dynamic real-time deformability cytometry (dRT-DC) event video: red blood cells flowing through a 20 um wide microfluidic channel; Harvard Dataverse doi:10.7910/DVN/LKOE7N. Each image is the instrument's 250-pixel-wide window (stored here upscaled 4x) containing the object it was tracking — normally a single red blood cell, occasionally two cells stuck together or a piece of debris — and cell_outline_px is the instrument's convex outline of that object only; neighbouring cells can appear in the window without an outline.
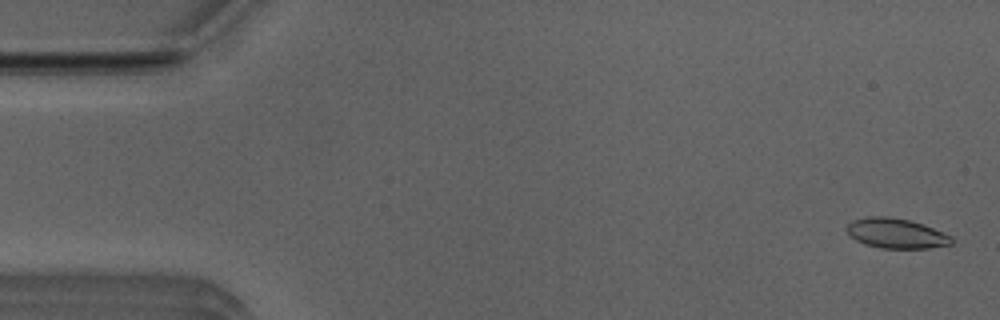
{"species": "Egyptian fruit bat (a non-hibernating species)", "species_latin": "Rousettus aegyptiacus", "temperature_condition": "room temperature", "stored_images_in_passage": 5, "camera_frame_rate_fps": 3000, "um_per_image_px": 0.085, "animal": {"sex": "male"}, "frame": {"image": 1, "passage_image": 2, "time_ms": 0.333, "image_size_px": [1000, 320], "cell_outline_px": [[952, 244], [928, 248], [880, 248], [864, 244], [856, 240], [844, 228], [852, 220], [868, 216], [888, 216], [908, 220], [932, 228], [952, 236]], "centroid_in_image_um": [76.13, 19.83], "position_along_channel_um": 8.9, "area_um2": 18.15}}